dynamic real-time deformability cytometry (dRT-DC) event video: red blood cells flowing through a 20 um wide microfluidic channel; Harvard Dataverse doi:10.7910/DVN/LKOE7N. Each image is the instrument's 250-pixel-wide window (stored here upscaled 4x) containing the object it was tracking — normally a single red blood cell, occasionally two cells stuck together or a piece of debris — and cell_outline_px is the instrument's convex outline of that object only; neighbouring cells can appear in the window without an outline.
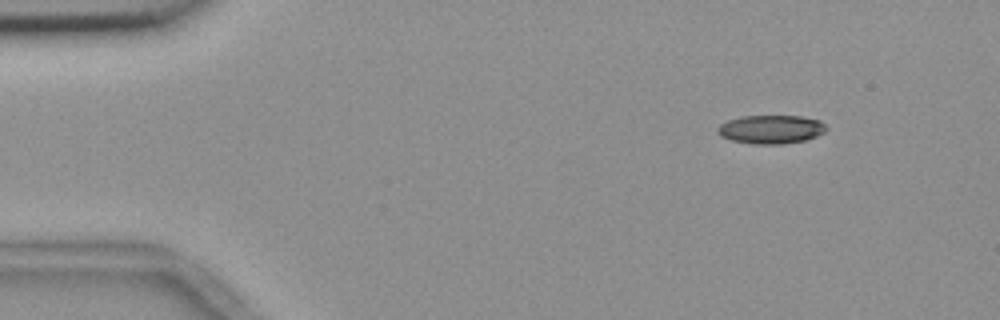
{"species": "common noctule bat (a hibernating species)", "species_latin": "Nyctalus noctula", "temperature_condition": "room temperature", "stored_images_in_passage": 50, "camera_frame_rate_fps": 3000, "um_per_image_px": 0.085, "animal": {"sex": "female", "body_mass_g": 18.4}, "frame": {"image": 1, "passage_image": 1, "time_ms": 0.0, "image_size_px": [1000, 320], "cell_outline_px": [[828, 128], [824, 132], [816, 136], [804, 140], [780, 144], [752, 144], [732, 140], [720, 136], [716, 132], [716, 128], [720, 124], [728, 120], [740, 116], [800, 116], [820, 120]], "centroid_in_image_um": [65.5, 10.99], "position_along_channel_um": 19.5, "area_um2": 18.15}}
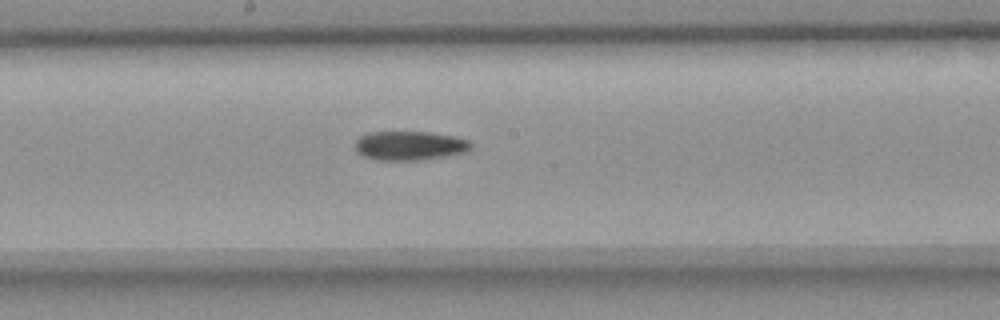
{"frame": {"image": 2, "passage_image": 24, "time_ms": 7.667, "image_size_px": [1000, 320], "cell_outline_px": [[472, 144], [468, 152], [420, 160], [376, 160], [364, 156], [356, 152], [356, 140], [360, 136], [368, 132], [432, 132], [452, 136], [468, 140]], "centroid_in_image_um": [34.81, 12.38], "position_along_channel_um": 213.4, "area_um2": 19.65}}
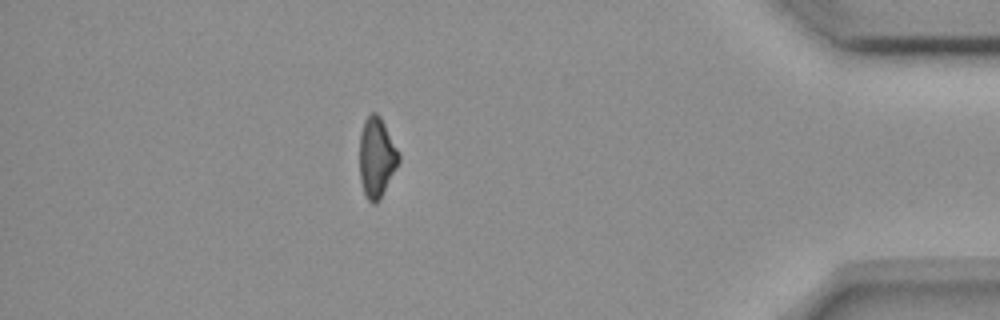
{"frame": {"image": 3, "passage_image": 43, "time_ms": 14.0, "image_size_px": [1000, 320], "cell_outline_px": [[400, 160], [380, 200], [376, 204], [372, 204], [368, 200], [364, 192], [360, 180], [360, 132], [364, 120], [372, 112], [376, 112], [380, 116], [400, 152]], "centroid_in_image_um": [32.02, 13.38], "position_along_channel_um": 403.2, "area_um2": 18.38}}